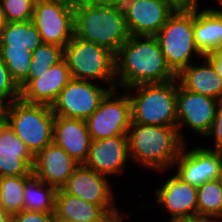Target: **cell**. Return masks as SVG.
Segmentation results:
<instances>
[{
	"label": "cell",
	"mask_w": 222,
	"mask_h": 222,
	"mask_svg": "<svg viewBox=\"0 0 222 222\" xmlns=\"http://www.w3.org/2000/svg\"><path fill=\"white\" fill-rule=\"evenodd\" d=\"M32 176L0 177V206L11 216L24 210V187Z\"/></svg>",
	"instance_id": "cell-26"
},
{
	"label": "cell",
	"mask_w": 222,
	"mask_h": 222,
	"mask_svg": "<svg viewBox=\"0 0 222 222\" xmlns=\"http://www.w3.org/2000/svg\"><path fill=\"white\" fill-rule=\"evenodd\" d=\"M54 119L51 106L18 99L8 104L4 120L35 156L52 143Z\"/></svg>",
	"instance_id": "cell-5"
},
{
	"label": "cell",
	"mask_w": 222,
	"mask_h": 222,
	"mask_svg": "<svg viewBox=\"0 0 222 222\" xmlns=\"http://www.w3.org/2000/svg\"><path fill=\"white\" fill-rule=\"evenodd\" d=\"M64 59L71 78L78 80H101L116 89L115 55L95 43L73 38L64 48Z\"/></svg>",
	"instance_id": "cell-6"
},
{
	"label": "cell",
	"mask_w": 222,
	"mask_h": 222,
	"mask_svg": "<svg viewBox=\"0 0 222 222\" xmlns=\"http://www.w3.org/2000/svg\"><path fill=\"white\" fill-rule=\"evenodd\" d=\"M134 1L135 0H117L113 8L122 16H126V14L129 12L130 7Z\"/></svg>",
	"instance_id": "cell-37"
},
{
	"label": "cell",
	"mask_w": 222,
	"mask_h": 222,
	"mask_svg": "<svg viewBox=\"0 0 222 222\" xmlns=\"http://www.w3.org/2000/svg\"><path fill=\"white\" fill-rule=\"evenodd\" d=\"M89 80L71 79L51 105L55 116L86 120L98 108L100 101L110 91Z\"/></svg>",
	"instance_id": "cell-10"
},
{
	"label": "cell",
	"mask_w": 222,
	"mask_h": 222,
	"mask_svg": "<svg viewBox=\"0 0 222 222\" xmlns=\"http://www.w3.org/2000/svg\"><path fill=\"white\" fill-rule=\"evenodd\" d=\"M221 216H197L195 222H222Z\"/></svg>",
	"instance_id": "cell-38"
},
{
	"label": "cell",
	"mask_w": 222,
	"mask_h": 222,
	"mask_svg": "<svg viewBox=\"0 0 222 222\" xmlns=\"http://www.w3.org/2000/svg\"><path fill=\"white\" fill-rule=\"evenodd\" d=\"M195 218L191 216H170L169 222H195Z\"/></svg>",
	"instance_id": "cell-39"
},
{
	"label": "cell",
	"mask_w": 222,
	"mask_h": 222,
	"mask_svg": "<svg viewBox=\"0 0 222 222\" xmlns=\"http://www.w3.org/2000/svg\"><path fill=\"white\" fill-rule=\"evenodd\" d=\"M0 58L7 66L12 79L20 86L28 77L32 51L28 48L0 46Z\"/></svg>",
	"instance_id": "cell-27"
},
{
	"label": "cell",
	"mask_w": 222,
	"mask_h": 222,
	"mask_svg": "<svg viewBox=\"0 0 222 222\" xmlns=\"http://www.w3.org/2000/svg\"><path fill=\"white\" fill-rule=\"evenodd\" d=\"M219 1V3H220V7H221V10L220 9H218L221 13H222V0H218Z\"/></svg>",
	"instance_id": "cell-45"
},
{
	"label": "cell",
	"mask_w": 222,
	"mask_h": 222,
	"mask_svg": "<svg viewBox=\"0 0 222 222\" xmlns=\"http://www.w3.org/2000/svg\"><path fill=\"white\" fill-rule=\"evenodd\" d=\"M204 65L190 64L177 75L179 85L193 93L206 95L222 101V78L213 64L206 58Z\"/></svg>",
	"instance_id": "cell-22"
},
{
	"label": "cell",
	"mask_w": 222,
	"mask_h": 222,
	"mask_svg": "<svg viewBox=\"0 0 222 222\" xmlns=\"http://www.w3.org/2000/svg\"><path fill=\"white\" fill-rule=\"evenodd\" d=\"M129 154L138 165L156 172L167 171L178 158L185 142L176 126L132 123L127 132ZM168 168V169H167Z\"/></svg>",
	"instance_id": "cell-2"
},
{
	"label": "cell",
	"mask_w": 222,
	"mask_h": 222,
	"mask_svg": "<svg viewBox=\"0 0 222 222\" xmlns=\"http://www.w3.org/2000/svg\"><path fill=\"white\" fill-rule=\"evenodd\" d=\"M8 102L0 95V120L5 119V115L7 112Z\"/></svg>",
	"instance_id": "cell-40"
},
{
	"label": "cell",
	"mask_w": 222,
	"mask_h": 222,
	"mask_svg": "<svg viewBox=\"0 0 222 222\" xmlns=\"http://www.w3.org/2000/svg\"><path fill=\"white\" fill-rule=\"evenodd\" d=\"M71 79L69 67L63 58L42 74L36 73L35 79L20 90V99L27 103L51 106Z\"/></svg>",
	"instance_id": "cell-16"
},
{
	"label": "cell",
	"mask_w": 222,
	"mask_h": 222,
	"mask_svg": "<svg viewBox=\"0 0 222 222\" xmlns=\"http://www.w3.org/2000/svg\"><path fill=\"white\" fill-rule=\"evenodd\" d=\"M57 222H77V221H57ZM89 222H122V219H97Z\"/></svg>",
	"instance_id": "cell-42"
},
{
	"label": "cell",
	"mask_w": 222,
	"mask_h": 222,
	"mask_svg": "<svg viewBox=\"0 0 222 222\" xmlns=\"http://www.w3.org/2000/svg\"><path fill=\"white\" fill-rule=\"evenodd\" d=\"M174 12L166 0H135L125 16L128 32L155 36Z\"/></svg>",
	"instance_id": "cell-18"
},
{
	"label": "cell",
	"mask_w": 222,
	"mask_h": 222,
	"mask_svg": "<svg viewBox=\"0 0 222 222\" xmlns=\"http://www.w3.org/2000/svg\"><path fill=\"white\" fill-rule=\"evenodd\" d=\"M182 147L173 166L179 179L192 186L199 187L206 181L216 180L222 170V152L212 151L204 147L186 150Z\"/></svg>",
	"instance_id": "cell-12"
},
{
	"label": "cell",
	"mask_w": 222,
	"mask_h": 222,
	"mask_svg": "<svg viewBox=\"0 0 222 222\" xmlns=\"http://www.w3.org/2000/svg\"><path fill=\"white\" fill-rule=\"evenodd\" d=\"M36 0H0L5 22L32 20Z\"/></svg>",
	"instance_id": "cell-30"
},
{
	"label": "cell",
	"mask_w": 222,
	"mask_h": 222,
	"mask_svg": "<svg viewBox=\"0 0 222 222\" xmlns=\"http://www.w3.org/2000/svg\"><path fill=\"white\" fill-rule=\"evenodd\" d=\"M109 177L80 164L62 189L86 202L101 206L106 212H118Z\"/></svg>",
	"instance_id": "cell-13"
},
{
	"label": "cell",
	"mask_w": 222,
	"mask_h": 222,
	"mask_svg": "<svg viewBox=\"0 0 222 222\" xmlns=\"http://www.w3.org/2000/svg\"><path fill=\"white\" fill-rule=\"evenodd\" d=\"M114 60L118 90L176 79L155 36L130 35L118 49Z\"/></svg>",
	"instance_id": "cell-1"
},
{
	"label": "cell",
	"mask_w": 222,
	"mask_h": 222,
	"mask_svg": "<svg viewBox=\"0 0 222 222\" xmlns=\"http://www.w3.org/2000/svg\"><path fill=\"white\" fill-rule=\"evenodd\" d=\"M197 216L222 217V188L217 179L197 187Z\"/></svg>",
	"instance_id": "cell-29"
},
{
	"label": "cell",
	"mask_w": 222,
	"mask_h": 222,
	"mask_svg": "<svg viewBox=\"0 0 222 222\" xmlns=\"http://www.w3.org/2000/svg\"><path fill=\"white\" fill-rule=\"evenodd\" d=\"M177 87L176 78L165 83L140 84L124 89L129 95L131 122L177 126ZM132 91L135 92L132 94Z\"/></svg>",
	"instance_id": "cell-4"
},
{
	"label": "cell",
	"mask_w": 222,
	"mask_h": 222,
	"mask_svg": "<svg viewBox=\"0 0 222 222\" xmlns=\"http://www.w3.org/2000/svg\"><path fill=\"white\" fill-rule=\"evenodd\" d=\"M34 155L9 124L0 122V177L33 175Z\"/></svg>",
	"instance_id": "cell-17"
},
{
	"label": "cell",
	"mask_w": 222,
	"mask_h": 222,
	"mask_svg": "<svg viewBox=\"0 0 222 222\" xmlns=\"http://www.w3.org/2000/svg\"><path fill=\"white\" fill-rule=\"evenodd\" d=\"M79 165L62 147L52 142L34 156L32 173L44 183L61 189Z\"/></svg>",
	"instance_id": "cell-15"
},
{
	"label": "cell",
	"mask_w": 222,
	"mask_h": 222,
	"mask_svg": "<svg viewBox=\"0 0 222 222\" xmlns=\"http://www.w3.org/2000/svg\"><path fill=\"white\" fill-rule=\"evenodd\" d=\"M193 33L197 49L205 56L222 49V13L214 7L193 11Z\"/></svg>",
	"instance_id": "cell-23"
},
{
	"label": "cell",
	"mask_w": 222,
	"mask_h": 222,
	"mask_svg": "<svg viewBox=\"0 0 222 222\" xmlns=\"http://www.w3.org/2000/svg\"><path fill=\"white\" fill-rule=\"evenodd\" d=\"M56 191L33 175L24 187V210L54 213Z\"/></svg>",
	"instance_id": "cell-25"
},
{
	"label": "cell",
	"mask_w": 222,
	"mask_h": 222,
	"mask_svg": "<svg viewBox=\"0 0 222 222\" xmlns=\"http://www.w3.org/2000/svg\"><path fill=\"white\" fill-rule=\"evenodd\" d=\"M42 39L32 20L25 22H6L0 30V46L28 48L33 51L41 45Z\"/></svg>",
	"instance_id": "cell-24"
},
{
	"label": "cell",
	"mask_w": 222,
	"mask_h": 222,
	"mask_svg": "<svg viewBox=\"0 0 222 222\" xmlns=\"http://www.w3.org/2000/svg\"><path fill=\"white\" fill-rule=\"evenodd\" d=\"M216 69L218 75L222 78V49L205 55Z\"/></svg>",
	"instance_id": "cell-36"
},
{
	"label": "cell",
	"mask_w": 222,
	"mask_h": 222,
	"mask_svg": "<svg viewBox=\"0 0 222 222\" xmlns=\"http://www.w3.org/2000/svg\"><path fill=\"white\" fill-rule=\"evenodd\" d=\"M32 22L43 43L65 48L74 36L73 8L66 0H36Z\"/></svg>",
	"instance_id": "cell-9"
},
{
	"label": "cell",
	"mask_w": 222,
	"mask_h": 222,
	"mask_svg": "<svg viewBox=\"0 0 222 222\" xmlns=\"http://www.w3.org/2000/svg\"><path fill=\"white\" fill-rule=\"evenodd\" d=\"M220 101L212 97L193 93L182 88L179 83L176 95L177 129L180 139L184 142L181 128L189 129L204 137L214 120Z\"/></svg>",
	"instance_id": "cell-11"
},
{
	"label": "cell",
	"mask_w": 222,
	"mask_h": 222,
	"mask_svg": "<svg viewBox=\"0 0 222 222\" xmlns=\"http://www.w3.org/2000/svg\"><path fill=\"white\" fill-rule=\"evenodd\" d=\"M130 158L127 135L92 140L84 166L104 176L122 174Z\"/></svg>",
	"instance_id": "cell-14"
},
{
	"label": "cell",
	"mask_w": 222,
	"mask_h": 222,
	"mask_svg": "<svg viewBox=\"0 0 222 222\" xmlns=\"http://www.w3.org/2000/svg\"><path fill=\"white\" fill-rule=\"evenodd\" d=\"M0 222H12V216L0 206Z\"/></svg>",
	"instance_id": "cell-41"
},
{
	"label": "cell",
	"mask_w": 222,
	"mask_h": 222,
	"mask_svg": "<svg viewBox=\"0 0 222 222\" xmlns=\"http://www.w3.org/2000/svg\"><path fill=\"white\" fill-rule=\"evenodd\" d=\"M12 222H57L54 213L22 210L12 215Z\"/></svg>",
	"instance_id": "cell-33"
},
{
	"label": "cell",
	"mask_w": 222,
	"mask_h": 222,
	"mask_svg": "<svg viewBox=\"0 0 222 222\" xmlns=\"http://www.w3.org/2000/svg\"><path fill=\"white\" fill-rule=\"evenodd\" d=\"M214 136V148L204 147L206 149L222 152V101L219 103L216 109L214 120L211 124V127L205 137Z\"/></svg>",
	"instance_id": "cell-32"
},
{
	"label": "cell",
	"mask_w": 222,
	"mask_h": 222,
	"mask_svg": "<svg viewBox=\"0 0 222 222\" xmlns=\"http://www.w3.org/2000/svg\"><path fill=\"white\" fill-rule=\"evenodd\" d=\"M72 8H78L83 6H93L101 4L105 6L114 7L117 0H66Z\"/></svg>",
	"instance_id": "cell-35"
},
{
	"label": "cell",
	"mask_w": 222,
	"mask_h": 222,
	"mask_svg": "<svg viewBox=\"0 0 222 222\" xmlns=\"http://www.w3.org/2000/svg\"><path fill=\"white\" fill-rule=\"evenodd\" d=\"M74 36L95 43L114 55L128 40L125 16L101 4L73 8Z\"/></svg>",
	"instance_id": "cell-3"
},
{
	"label": "cell",
	"mask_w": 222,
	"mask_h": 222,
	"mask_svg": "<svg viewBox=\"0 0 222 222\" xmlns=\"http://www.w3.org/2000/svg\"><path fill=\"white\" fill-rule=\"evenodd\" d=\"M117 90H110L100 101L96 111L85 120L92 140L127 135L131 124L129 95Z\"/></svg>",
	"instance_id": "cell-8"
},
{
	"label": "cell",
	"mask_w": 222,
	"mask_h": 222,
	"mask_svg": "<svg viewBox=\"0 0 222 222\" xmlns=\"http://www.w3.org/2000/svg\"><path fill=\"white\" fill-rule=\"evenodd\" d=\"M52 142L62 147L78 164H84L92 139L84 120L55 116Z\"/></svg>",
	"instance_id": "cell-19"
},
{
	"label": "cell",
	"mask_w": 222,
	"mask_h": 222,
	"mask_svg": "<svg viewBox=\"0 0 222 222\" xmlns=\"http://www.w3.org/2000/svg\"><path fill=\"white\" fill-rule=\"evenodd\" d=\"M155 37L168 66L176 75L191 64L192 55L204 57L195 44L193 11H175Z\"/></svg>",
	"instance_id": "cell-7"
},
{
	"label": "cell",
	"mask_w": 222,
	"mask_h": 222,
	"mask_svg": "<svg viewBox=\"0 0 222 222\" xmlns=\"http://www.w3.org/2000/svg\"><path fill=\"white\" fill-rule=\"evenodd\" d=\"M217 180H218V182L220 184V187L222 188V170H221Z\"/></svg>",
	"instance_id": "cell-44"
},
{
	"label": "cell",
	"mask_w": 222,
	"mask_h": 222,
	"mask_svg": "<svg viewBox=\"0 0 222 222\" xmlns=\"http://www.w3.org/2000/svg\"><path fill=\"white\" fill-rule=\"evenodd\" d=\"M5 19H4V16H3V11H2V6H1V3H0V30L5 26Z\"/></svg>",
	"instance_id": "cell-43"
},
{
	"label": "cell",
	"mask_w": 222,
	"mask_h": 222,
	"mask_svg": "<svg viewBox=\"0 0 222 222\" xmlns=\"http://www.w3.org/2000/svg\"><path fill=\"white\" fill-rule=\"evenodd\" d=\"M200 0H166L174 11H196Z\"/></svg>",
	"instance_id": "cell-34"
},
{
	"label": "cell",
	"mask_w": 222,
	"mask_h": 222,
	"mask_svg": "<svg viewBox=\"0 0 222 222\" xmlns=\"http://www.w3.org/2000/svg\"><path fill=\"white\" fill-rule=\"evenodd\" d=\"M64 58V48L55 44L42 43L32 51V61L27 79L19 86L20 90L35 74H42L45 70L60 62Z\"/></svg>",
	"instance_id": "cell-28"
},
{
	"label": "cell",
	"mask_w": 222,
	"mask_h": 222,
	"mask_svg": "<svg viewBox=\"0 0 222 222\" xmlns=\"http://www.w3.org/2000/svg\"><path fill=\"white\" fill-rule=\"evenodd\" d=\"M155 196L169 216L197 217V187L183 182L176 174L157 188Z\"/></svg>",
	"instance_id": "cell-20"
},
{
	"label": "cell",
	"mask_w": 222,
	"mask_h": 222,
	"mask_svg": "<svg viewBox=\"0 0 222 222\" xmlns=\"http://www.w3.org/2000/svg\"><path fill=\"white\" fill-rule=\"evenodd\" d=\"M54 215L56 221L77 222H89L97 219H122L126 217L124 213L106 212L101 206L67 194L62 188L56 191Z\"/></svg>",
	"instance_id": "cell-21"
},
{
	"label": "cell",
	"mask_w": 222,
	"mask_h": 222,
	"mask_svg": "<svg viewBox=\"0 0 222 222\" xmlns=\"http://www.w3.org/2000/svg\"><path fill=\"white\" fill-rule=\"evenodd\" d=\"M0 95L8 103L20 99V88L12 79L7 66L0 58Z\"/></svg>",
	"instance_id": "cell-31"
}]
</instances>
